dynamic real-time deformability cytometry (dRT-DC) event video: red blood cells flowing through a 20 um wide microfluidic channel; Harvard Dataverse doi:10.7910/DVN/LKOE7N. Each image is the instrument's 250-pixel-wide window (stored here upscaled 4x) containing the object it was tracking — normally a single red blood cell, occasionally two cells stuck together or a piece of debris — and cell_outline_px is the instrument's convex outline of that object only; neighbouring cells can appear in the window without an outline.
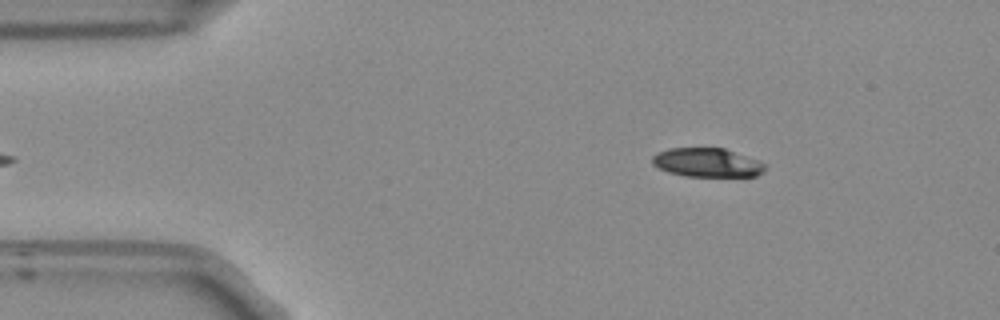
{"species": "Egyptian fruit bat (a non-hibernating species)", "species_latin": "Rousettus aegyptiacus", "temperature_condition": "room temperature", "stored_images_in_passage": 49, "camera_frame_rate_fps": 3000, "um_per_image_px": 0.085, "frame": {"image": 1, "passage_image": 3, "time_ms": 0.667, "image_size_px": [1000, 320], "cell_outline_px": [[768, 168], [764, 172], [756, 176], [684, 176], [668, 172], [652, 164], [652, 156], [656, 152], [668, 148], [724, 148], [768, 164]], "centroid_in_image_um": [60.12, 13.82], "position_along_channel_um": 24.9, "area_um2": 19.13}}
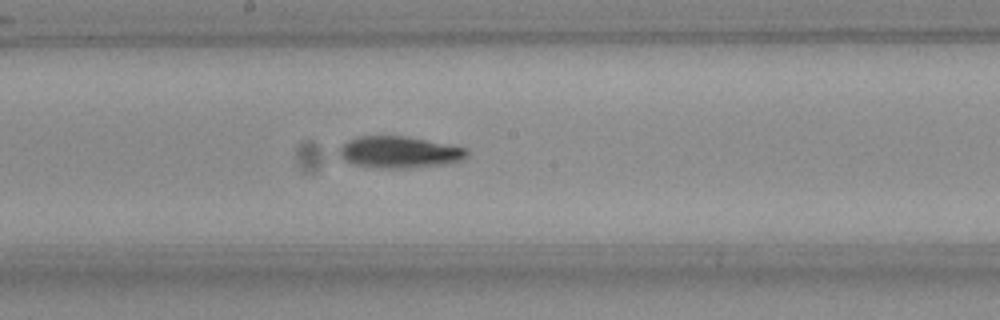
{"frame": {"image": 2, "passage_image": 23, "time_ms": 7.333, "image_size_px": [1000, 320], "cell_outline_px": [[468, 156], [460, 160], [444, 164], [408, 168], [388, 168], [356, 164], [344, 160], [340, 156], [340, 148], [348, 140], [360, 136], [404, 136], [464, 148], [468, 152]], "centroid_in_image_um": [33.93, 12.93], "position_along_channel_um": 214.3, "area_um2": 22.89}}
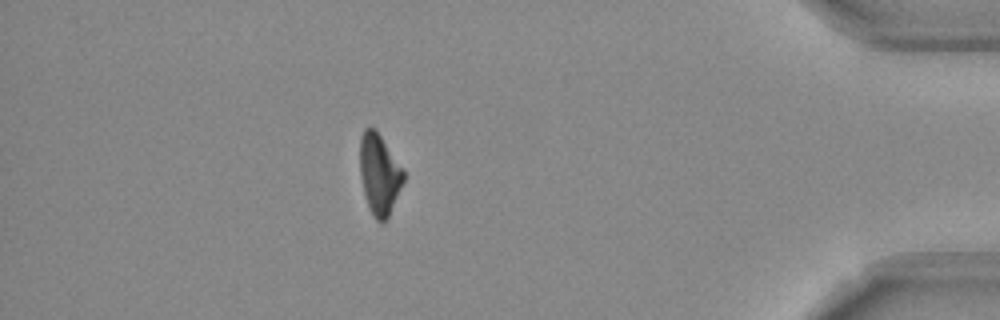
{"frame": {"image": 3, "passage_image": 42, "time_ms": 13.667, "image_size_px": [1000, 320], "cell_outline_px": [[404, 180], [388, 216], [380, 224], [372, 216], [368, 208], [360, 176], [360, 136], [364, 128], [376, 128], [404, 168]], "centroid_in_image_um": [32.24, 14.77], "position_along_channel_um": 403.0, "area_um2": 20.69}, "authors_computed_cell_mechanics": {"area_um2": 21.6172, "velocity_mm_per_s": 3.7603, "shape_relaxation_time_tau1_ms": 8.2845, "shape_relaxation_time_tau2_ms": null, "deformation_change_tau1": 0.187, "deformation_change_tau2": null}}